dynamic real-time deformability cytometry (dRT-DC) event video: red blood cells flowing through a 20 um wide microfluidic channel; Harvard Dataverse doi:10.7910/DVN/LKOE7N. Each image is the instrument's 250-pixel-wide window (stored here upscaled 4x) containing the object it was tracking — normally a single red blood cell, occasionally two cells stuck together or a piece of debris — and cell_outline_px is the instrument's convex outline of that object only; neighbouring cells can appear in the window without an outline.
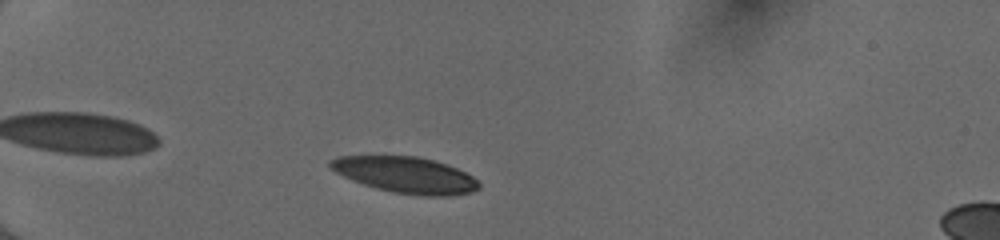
{"species": "human", "species_latin": "Homo sapiens", "temperature_condition": "cold", "stored_images_in_passage": 41, "camera_frame_rate_fps": 3000, "um_per_image_px": 0.085, "donor": {"sex": "female"}, "frame": {"image": 1, "passage_image": 5, "time_ms": 1.333, "image_size_px": [1000, 240], "cell_outline_px": [[480, 188], [472, 192], [448, 196], [428, 196], [396, 192], [376, 188], [352, 180], [328, 168], [328, 160], [336, 156], [416, 156], [432, 160], [456, 168], [472, 176], [480, 184]], "centroid_in_image_um": [34.44, 14.86], "position_along_channel_um": 50.6, "area_um2": 31.04}}
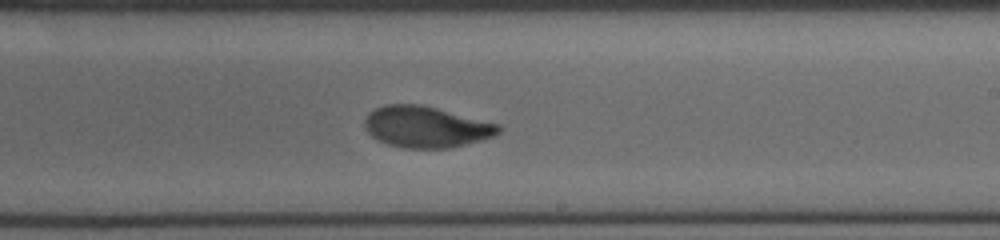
{"frame": {"image": 2, "passage_image": 23, "time_ms": 7.333, "image_size_px": [1000, 240], "cell_outline_px": [[504, 128], [500, 132], [492, 136], [480, 140], [448, 148], [404, 148], [388, 144], [372, 136], [364, 128], [364, 120], [368, 112], [384, 104], [420, 104], [500, 124]], "centroid_in_image_um": [36.2, 10.78], "position_along_channel_um": 252.8, "area_um2": 32.08}}
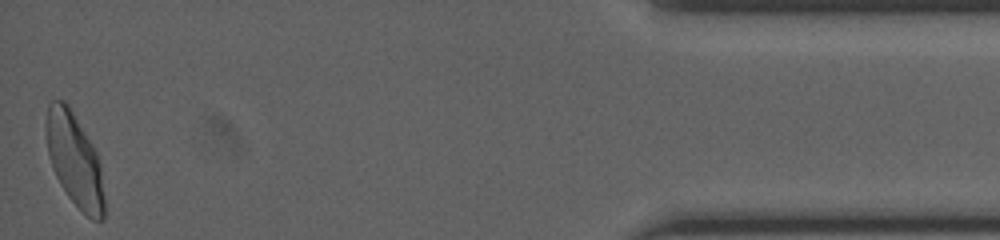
{"frame": {"image": 3, "passage_image": 41, "time_ms": 13.333, "image_size_px": [1000, 240], "cell_outline_px": [[104, 220], [92, 220], [68, 196], [60, 184], [52, 168], [48, 152], [44, 124], [48, 104], [52, 100], [64, 100], [68, 104], [92, 144], [96, 152], [100, 164], [104, 196]], "centroid_in_image_um": [6.32, 13.56], "position_along_channel_um": 428.9, "area_um2": 31.5}, "authors_computed_cell_mechanics": {"area_um2": 31.9634, "velocity_mm_per_s": 4.0227, "shape_relaxation_time_tau1_ms": 4.3275, "shape_relaxation_time_tau2_ms": 1.0575, "deformation_change_tau1": 0.1848, "deformation_change_tau2": 0.0578}}